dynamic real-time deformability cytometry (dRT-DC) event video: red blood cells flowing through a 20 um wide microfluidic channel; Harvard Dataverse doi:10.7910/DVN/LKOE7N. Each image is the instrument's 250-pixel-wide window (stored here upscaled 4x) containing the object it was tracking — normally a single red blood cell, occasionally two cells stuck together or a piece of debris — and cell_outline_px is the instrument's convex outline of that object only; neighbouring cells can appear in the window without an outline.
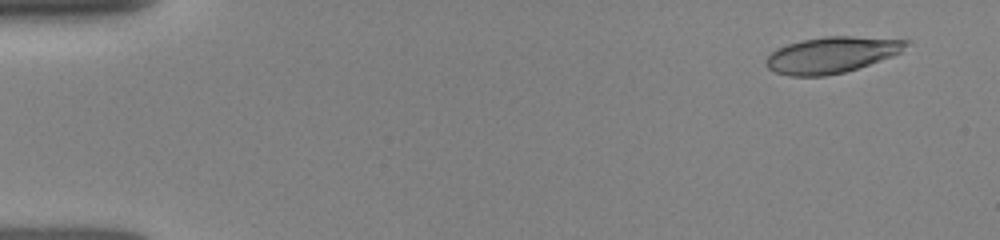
{"species": "human", "species_latin": "Homo sapiens", "temperature_condition": "room temperature", "stored_images_in_passage": 23, "camera_frame_rate_fps": 3000, "um_per_image_px": 0.085, "donor": {"sex": "female"}, "frame": {"image": 1, "passage_image": 3, "time_ms": 0.667, "image_size_px": [1000, 240], "cell_outline_px": [[912, 40], [900, 52], [892, 56], [844, 72], [824, 76], [788, 76], [776, 72], [768, 68], [764, 64], [764, 60], [776, 48], [800, 40], [824, 36], [852, 36]], "centroid_in_image_um": [70.65, 4.66], "position_along_channel_um": 14.4, "area_um2": 29.48}}
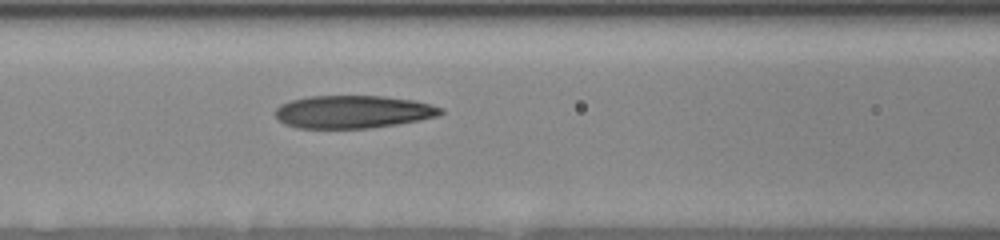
{"frame": {"image": 2, "passage_image": 18, "time_ms": 6.667, "image_size_px": [1000, 240], "cell_outline_px": [[444, 112], [440, 116], [420, 120], [372, 128], [296, 128], [284, 124], [272, 112], [280, 104], [292, 100], [308, 96], [380, 96], [412, 100], [444, 108]], "centroid_in_image_um": [29.99, 9.51], "position_along_channel_um": 136.6, "area_um2": 31.73}}
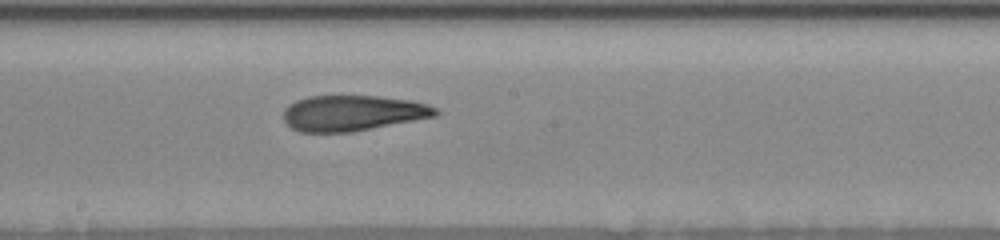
{"frame": {"image": 3, "passage_image": 23, "time_ms": 8.667, "image_size_px": [1000, 240], "cell_outline_px": [[440, 112], [436, 116], [352, 132], [300, 132], [292, 128], [284, 120], [284, 108], [288, 104], [296, 100], [308, 96], [376, 96], [412, 100], [428, 104], [436, 108]], "centroid_in_image_um": [29.98, 9.6], "position_along_channel_um": 218.2, "area_um2": 31.62}}